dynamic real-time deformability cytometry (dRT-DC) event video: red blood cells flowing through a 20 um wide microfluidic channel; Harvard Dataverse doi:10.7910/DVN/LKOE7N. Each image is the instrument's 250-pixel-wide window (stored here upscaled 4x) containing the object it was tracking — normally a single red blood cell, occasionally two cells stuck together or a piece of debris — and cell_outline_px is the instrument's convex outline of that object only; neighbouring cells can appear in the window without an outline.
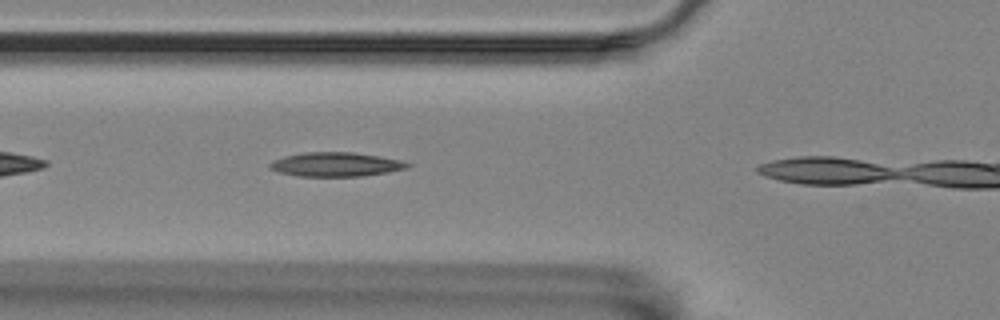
{"species": "Egyptian fruit bat (a non-hibernating species)", "species_latin": "Rousettus aegyptiacus", "temperature_condition": "room temperature", "stored_images_in_passage": 7, "camera_frame_rate_fps": 3000, "um_per_image_px": 0.085, "animal": {"sex": "female"}, "frame": {"image": 1, "passage_image": 6, "time_ms": 1.667, "image_size_px": [1000, 320], "cell_outline_px": [[412, 164], [408, 168], [388, 172], [360, 176], [296, 176], [280, 172], [268, 168], [268, 164], [272, 160], [284, 156], [308, 152], [352, 152], [400, 160]], "centroid_in_image_um": [28.51, 13.98], "position_along_channel_um": 97.3, "area_um2": 19.25}}